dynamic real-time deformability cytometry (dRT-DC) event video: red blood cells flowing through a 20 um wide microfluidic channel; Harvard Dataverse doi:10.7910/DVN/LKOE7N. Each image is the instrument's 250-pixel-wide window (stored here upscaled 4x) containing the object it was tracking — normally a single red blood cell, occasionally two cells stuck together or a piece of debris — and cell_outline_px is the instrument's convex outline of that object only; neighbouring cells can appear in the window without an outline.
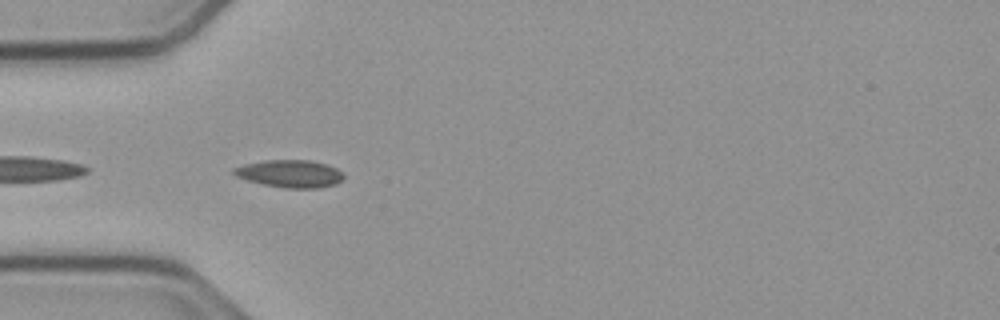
{"species": "common noctule bat (a hibernating species)", "species_latin": "Nyctalus noctula", "temperature_condition": "cold", "stored_images_in_passage": 40, "camera_frame_rate_fps": 3000, "um_per_image_px": 0.085, "animal": {"sex": "male", "body_mass_g": 23.1, "forearm_length_mm": 52.7}, "frame": {"image": 1, "passage_image": 2, "time_ms": 0.333, "image_size_px": [1000, 320], "cell_outline_px": [[344, 176], [336, 184], [320, 188], [284, 188], [264, 184], [248, 180], [236, 176], [232, 172], [232, 168], [244, 164], [264, 160], [312, 160], [328, 164], [344, 172]], "centroid_in_image_um": [24.67, 14.75], "position_along_channel_um": 60.3, "area_um2": 17.74}}
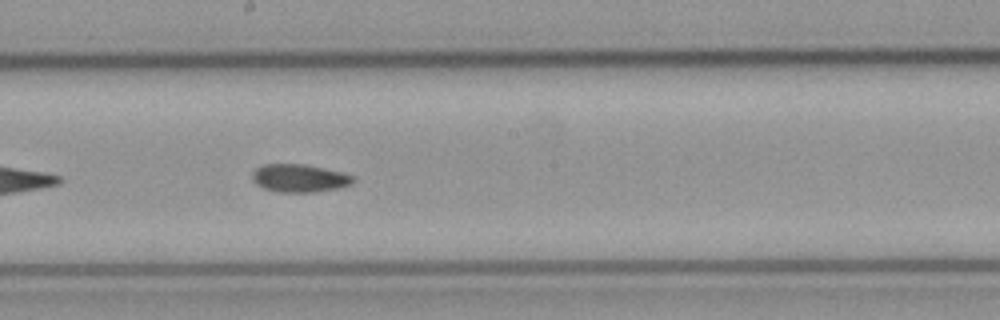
{"frame": {"image": 2, "passage_image": 15, "time_ms": 4.667, "image_size_px": [1000, 320], "cell_outline_px": [[356, 180], [352, 184], [340, 188], [312, 192], [276, 192], [264, 188], [256, 184], [252, 180], [252, 172], [256, 168], [264, 164], [304, 164], [340, 172], [352, 176]], "centroid_in_image_um": [25.43, 15.15], "position_along_channel_um": 222.8, "area_um2": 16.42}}
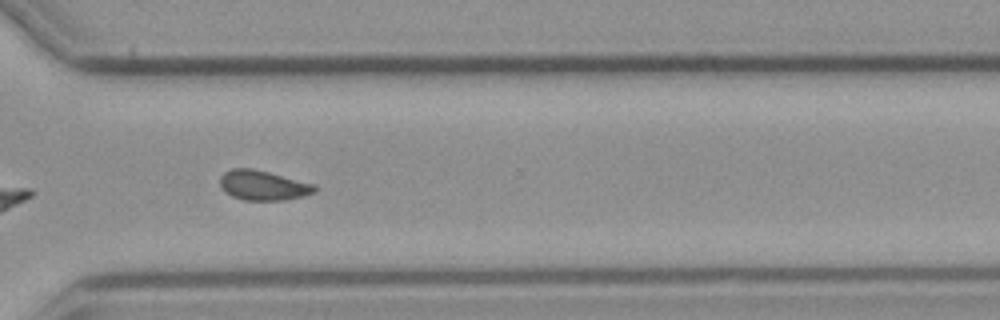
{"frame": {"image": 3, "passage_image": 25, "time_ms": 8.0, "image_size_px": [1000, 320], "cell_outline_px": [[316, 192], [304, 196], [284, 200], [244, 200], [232, 196], [224, 192], [220, 188], [220, 176], [224, 172], [232, 168], [252, 168], [316, 184]], "centroid_in_image_um": [22.35, 15.75], "position_along_channel_um": 348.2, "area_um2": 16.59}, "authors_computed_cell_mechanics": {"area_um2": 16.2996, "velocity_mm_per_s": 3.7765, "shape_relaxation_time_tau1_ms": null, "shape_relaxation_time_tau2_ms": 7.9837, "deformation_change_tau1": null, "deformation_change_tau2": 0.1391}}